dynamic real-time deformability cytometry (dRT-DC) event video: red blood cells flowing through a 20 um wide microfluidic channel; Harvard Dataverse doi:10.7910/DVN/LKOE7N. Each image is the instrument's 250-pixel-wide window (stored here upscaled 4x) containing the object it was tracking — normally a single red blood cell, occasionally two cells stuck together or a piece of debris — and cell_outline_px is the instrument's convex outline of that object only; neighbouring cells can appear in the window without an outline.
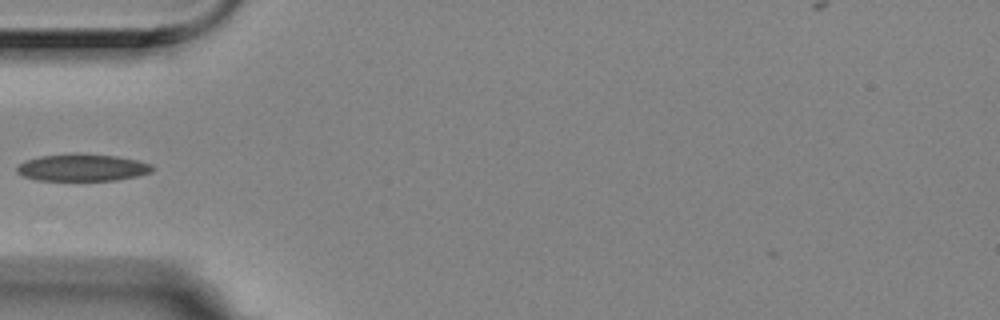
{"species": "Egyptian fruit bat (a non-hibernating species)", "species_latin": "Rousettus aegyptiacus", "temperature_condition": "room temperature", "stored_images_in_passage": 6, "camera_frame_rate_fps": 3000, "um_per_image_px": 0.085, "animal": {"sex": "female"}, "frame": {"image": 1, "passage_image": 5, "time_ms": 1.333, "image_size_px": [1000, 320], "cell_outline_px": [[152, 172], [136, 176], [116, 180], [36, 180], [24, 176], [16, 172], [16, 168], [24, 160], [40, 156], [76, 152], [80, 152], [116, 156], [136, 160], [152, 164]], "centroid_in_image_um": [6.97, 14.22], "position_along_channel_um": 78.0, "area_um2": 21.56}}
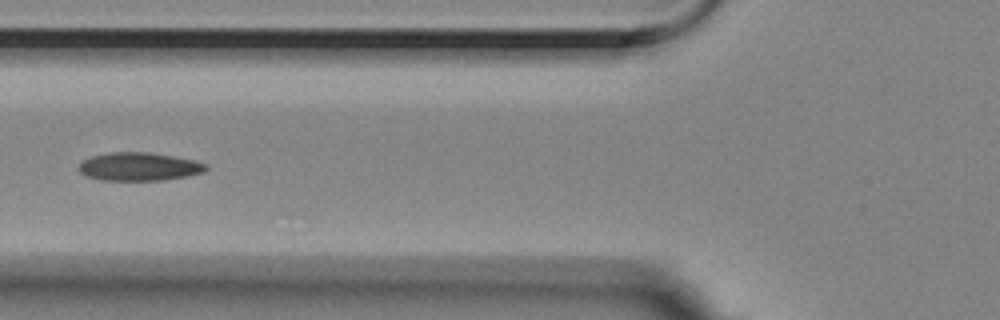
{"frame": {"image": 2, "passage_image": 6, "time_ms": 1.667, "image_size_px": [1000, 320], "cell_outline_px": [[208, 168], [204, 172], [188, 176], [164, 180], [100, 180], [88, 176], [80, 172], [76, 168], [84, 160], [92, 156], [112, 152], [144, 152], [172, 156], [192, 160], [208, 164]], "centroid_in_image_um": [11.83, 14.17], "position_along_channel_um": 114.0, "area_um2": 20.81}}